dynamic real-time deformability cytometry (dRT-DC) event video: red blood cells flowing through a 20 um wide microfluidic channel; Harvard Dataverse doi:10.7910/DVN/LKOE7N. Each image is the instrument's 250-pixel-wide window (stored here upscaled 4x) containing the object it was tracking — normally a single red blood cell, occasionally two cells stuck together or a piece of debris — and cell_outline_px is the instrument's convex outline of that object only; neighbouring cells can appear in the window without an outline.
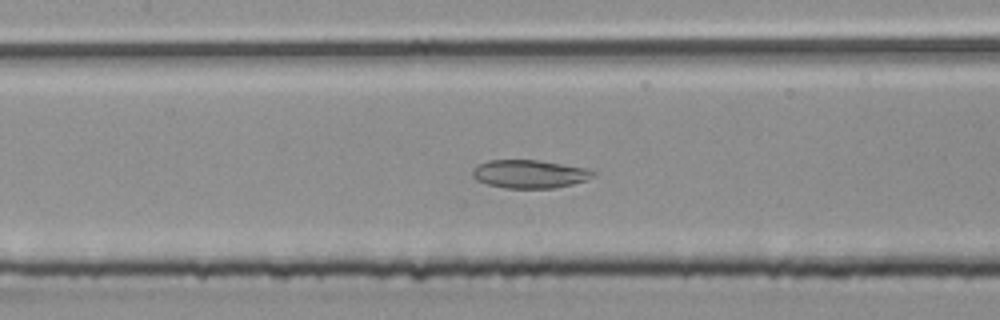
{"species": "common noctule bat (a hibernating species)", "species_latin": "Nyctalus noctula", "temperature_condition": "room temperature", "stored_images_in_passage": 51, "camera_frame_rate_fps": 3000, "um_per_image_px": 0.085, "animal": {"sex": "male", "body_mass_g": 20.4}, "frame": {"image": 1, "passage_image": 23, "time_ms": 7.333, "image_size_px": [1000, 320], "cell_outline_px": [[596, 176], [572, 184], [556, 188], [504, 188], [488, 184], [476, 180], [472, 176], [472, 168], [488, 160], [540, 160], [588, 168], [596, 172]], "centroid_in_image_um": [45.03, 14.78], "position_along_channel_um": 162.4, "area_um2": 20.0}}
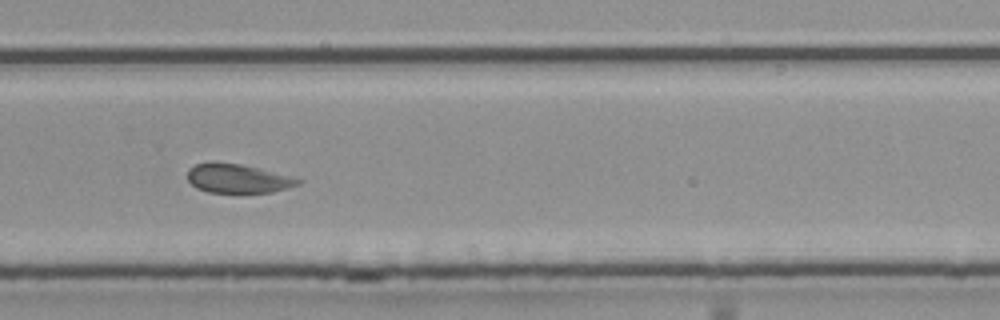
{"frame": {"image": 2, "passage_image": 34, "time_ms": 11.0, "image_size_px": [1000, 320], "cell_outline_px": [[304, 180], [300, 184], [288, 188], [272, 192], [236, 196], [208, 192], [196, 188], [188, 180], [188, 168], [196, 164], [212, 160], [240, 164], [260, 168], [296, 176]], "centroid_in_image_um": [20.25, 15.2], "position_along_channel_um": 309.5, "area_um2": 20.06}}
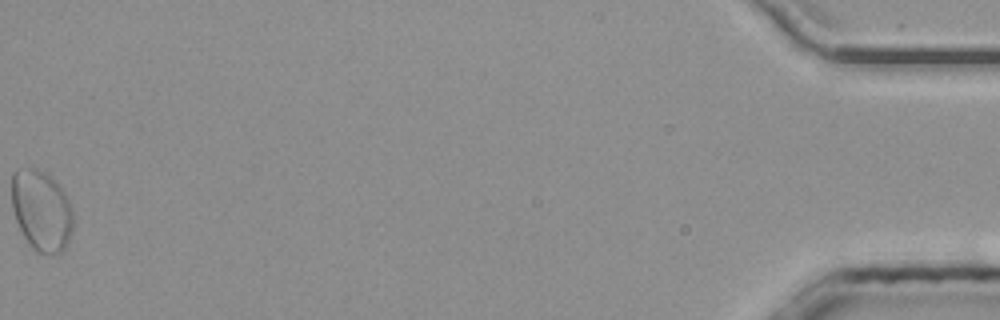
{"frame": {"image": 3, "passage_image": 51, "time_ms": 16.667, "image_size_px": [1000, 320], "cell_outline_px": [[72, 228], [68, 240], [64, 248], [60, 252], [40, 252], [32, 248], [28, 244], [16, 220], [12, 208], [12, 172], [16, 168], [36, 168], [44, 172], [60, 188], [68, 200], [72, 208]], "centroid_in_image_um": [3.49, 17.87], "position_along_channel_um": 431.7, "area_um2": 28.38}, "authors_computed_cell_mechanics": {"area_um2": 25.5476, "velocity_mm_per_s": 4.036, "shape_relaxation_time_tau1_ms": null, "shape_relaxation_time_tau2_ms": 2.795, "deformation_change_tau1": null, "deformation_change_tau2": 0.0781}}